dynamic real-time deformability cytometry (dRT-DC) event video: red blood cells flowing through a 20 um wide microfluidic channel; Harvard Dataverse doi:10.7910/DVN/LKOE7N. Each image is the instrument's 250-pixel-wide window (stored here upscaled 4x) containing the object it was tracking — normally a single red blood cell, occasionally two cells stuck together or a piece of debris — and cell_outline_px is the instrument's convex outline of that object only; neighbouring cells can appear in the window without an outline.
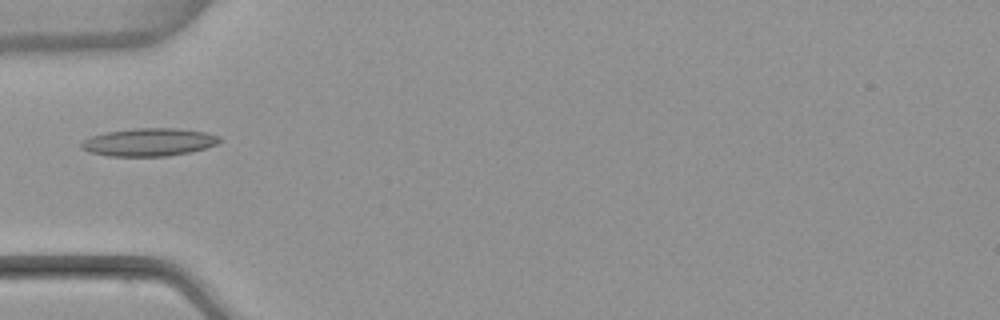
{"species": "common noctule bat (a hibernating species)", "species_latin": "Nyctalus noctula", "temperature_condition": "warm", "stored_images_in_passage": 5, "camera_frame_rate_fps": 3000, "um_per_image_px": 0.085, "animal": {"sex": "female", "body_mass_g": 22.7, "forearm_length_mm": 54.2}, "frame": {"image": 1, "passage_image": 5, "time_ms": 5.0, "image_size_px": [1000, 320], "cell_outline_px": [[220, 140], [216, 144], [204, 148], [188, 152], [168, 156], [108, 156], [88, 152], [80, 148], [80, 144], [84, 140], [92, 136], [108, 132], [136, 128], [176, 128], [204, 132], [220, 136]], "centroid_in_image_um": [12.63, 12.09], "position_along_channel_um": 72.4, "area_um2": 22.25}}